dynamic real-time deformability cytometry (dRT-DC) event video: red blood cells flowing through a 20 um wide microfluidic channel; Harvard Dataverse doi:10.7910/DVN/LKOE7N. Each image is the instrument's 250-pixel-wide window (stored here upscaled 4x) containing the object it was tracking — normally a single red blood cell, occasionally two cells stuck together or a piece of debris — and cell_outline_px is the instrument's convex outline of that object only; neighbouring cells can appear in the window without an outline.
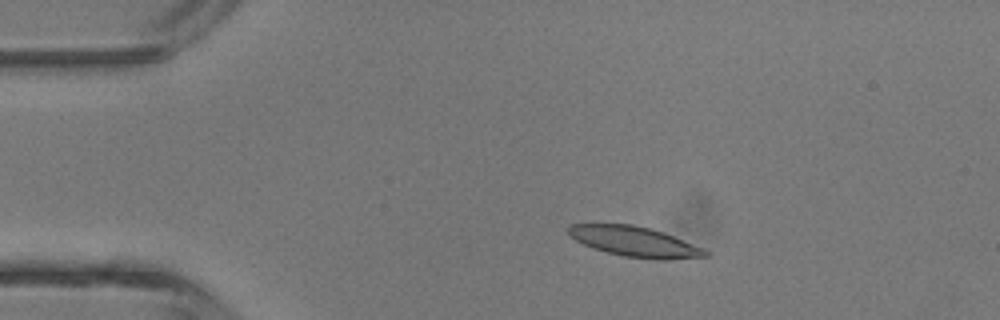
{"species": "common noctule bat (a hibernating species)", "species_latin": "Nyctalus noctula", "temperature_condition": "room temperature", "stored_images_in_passage": 4, "camera_frame_rate_fps": 3000, "um_per_image_px": 0.085, "animal": {"sex": "male", "body_mass_g": 13.3}, "frame": {"image": 1, "passage_image": 3, "time_ms": 2.333, "image_size_px": [1000, 320], "cell_outline_px": [[712, 256], [668, 260], [656, 260], [624, 256], [592, 248], [568, 236], [568, 228], [572, 224], [632, 224], [652, 228], [664, 232], [704, 248], [712, 252]], "centroid_in_image_um": [54.03, 20.55], "position_along_channel_um": 31.0, "area_um2": 24.39}}